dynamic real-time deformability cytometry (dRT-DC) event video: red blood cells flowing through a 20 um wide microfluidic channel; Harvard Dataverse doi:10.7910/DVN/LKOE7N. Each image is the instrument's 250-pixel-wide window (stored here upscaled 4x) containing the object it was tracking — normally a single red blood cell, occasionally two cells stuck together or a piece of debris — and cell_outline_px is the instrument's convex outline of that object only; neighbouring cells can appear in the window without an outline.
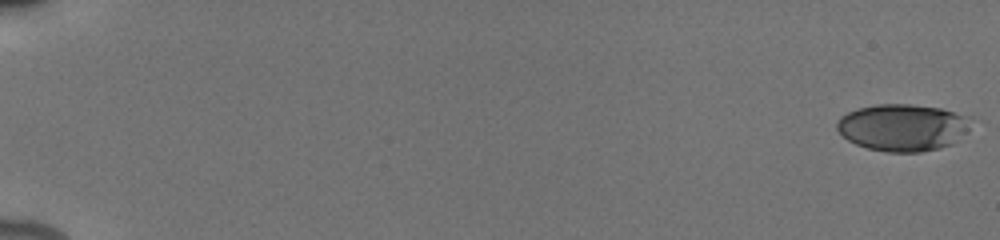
{"species": "human", "species_latin": "Homo sapiens", "temperature_condition": "cold", "stored_images_in_passage": 52, "camera_frame_rate_fps": 3000, "um_per_image_px": 0.085, "donor": {"sex": "male"}, "frame": {"image": 1, "passage_image": 1, "time_ms": 0.0, "image_size_px": [1000, 240], "cell_outline_px": [[972, 116], [968, 128], [952, 144], [940, 148], [920, 152], [888, 152], [868, 148], [856, 144], [848, 140], [836, 128], [836, 124], [840, 116], [848, 112], [860, 108], [876, 104], [912, 104], [940, 108]], "centroid_in_image_um": [76.73, 10.82], "position_along_channel_um": 8.3, "area_um2": 36.65}}
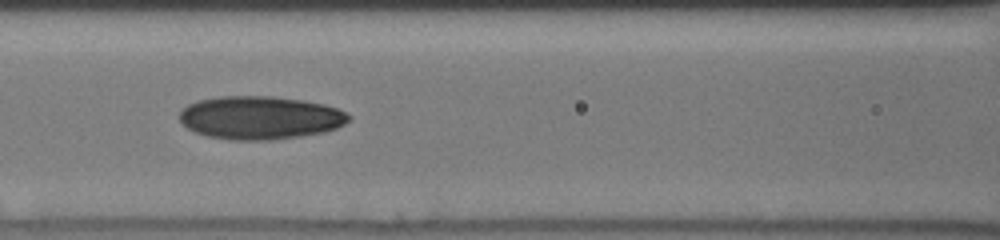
{"frame": {"image": 2, "passage_image": 26, "time_ms": 8.667, "image_size_px": [1000, 240], "cell_outline_px": [[352, 116], [344, 124], [336, 128], [324, 132], [300, 136], [272, 140], [228, 140], [208, 136], [196, 132], [188, 128], [180, 120], [180, 112], [188, 104], [200, 100], [220, 96], [272, 96], [304, 100], [324, 104], [336, 108]], "centroid_in_image_um": [22.12, 10.0], "position_along_channel_um": 144.5, "area_um2": 42.54}}
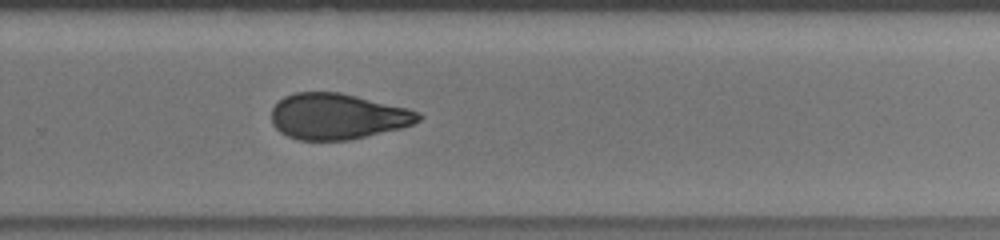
{"frame": {"image": 3, "passage_image": 51, "time_ms": 12.667, "image_size_px": [1000, 240], "cell_outline_px": [[424, 116], [420, 120], [412, 124], [400, 128], [348, 140], [300, 140], [288, 136], [280, 132], [272, 124], [272, 108], [284, 96], [296, 92], [340, 92], [408, 108], [420, 112]], "centroid_in_image_um": [28.69, 9.89], "position_along_channel_um": 301.1, "area_um2": 39.19}}